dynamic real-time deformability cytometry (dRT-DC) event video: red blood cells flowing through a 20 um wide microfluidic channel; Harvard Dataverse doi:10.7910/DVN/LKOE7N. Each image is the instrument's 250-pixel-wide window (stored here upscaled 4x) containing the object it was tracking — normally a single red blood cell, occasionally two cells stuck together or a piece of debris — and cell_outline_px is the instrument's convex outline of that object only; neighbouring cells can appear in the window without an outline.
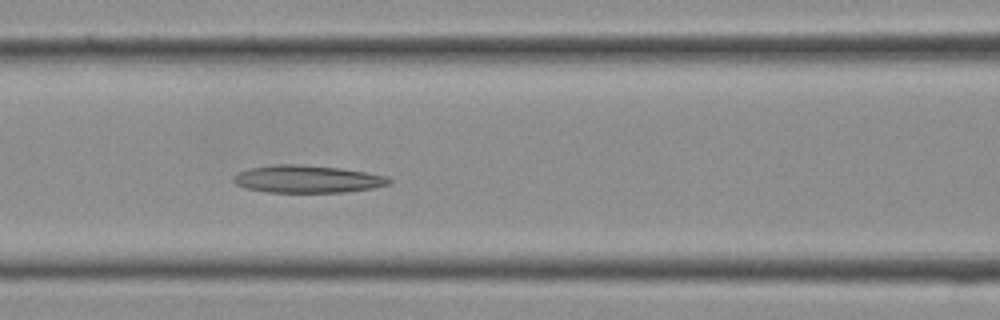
{"species": "Egyptian fruit bat (a non-hibernating species)", "species_latin": "Rousettus aegyptiacus", "temperature_condition": "cold", "stored_images_in_passage": 9, "camera_frame_rate_fps": 3000, "um_per_image_px": 0.085, "frame": {"image": 1, "passage_image": 9, "time_ms": 2.667, "image_size_px": [1000, 320], "cell_outline_px": [[392, 184], [372, 188], [348, 192], [264, 192], [244, 188], [236, 184], [232, 180], [232, 176], [248, 168], [272, 164], [292, 164], [340, 168], [388, 176], [392, 180]], "centroid_in_image_um": [26.11, 15.22], "position_along_channel_um": 140.5, "area_um2": 25.09}}